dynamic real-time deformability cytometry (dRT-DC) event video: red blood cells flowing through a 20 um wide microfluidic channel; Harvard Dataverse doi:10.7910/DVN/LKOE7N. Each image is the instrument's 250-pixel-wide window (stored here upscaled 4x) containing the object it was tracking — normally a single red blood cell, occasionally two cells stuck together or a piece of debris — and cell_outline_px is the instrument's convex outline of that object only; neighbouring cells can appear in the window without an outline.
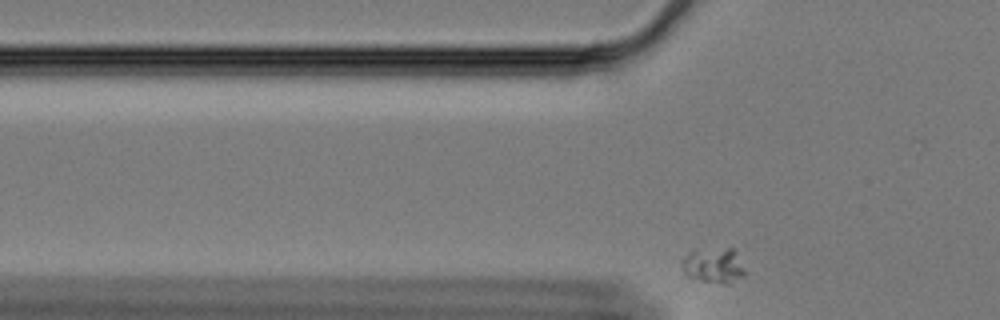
{"species": "Egyptian fruit bat (a non-hibernating species)", "species_latin": "Rousettus aegyptiacus", "temperature_condition": "cold", "stored_images_in_passage": 38, "camera_frame_rate_fps": 3000, "um_per_image_px": 0.085, "animal": {"sex": "female"}, "frame": {"image": 1, "passage_image": 5, "time_ms": 1.333, "image_size_px": [1000, 320], "cell_outline_px": [[748, 272], [744, 276], [732, 284], [720, 284], [700, 280], [688, 276], [684, 272], [680, 264], [692, 252], [728, 248], [732, 248], [736, 252]], "centroid_in_image_um": [60.76, 22.63], "position_along_channel_um": 65.0, "area_um2": 12.83}}
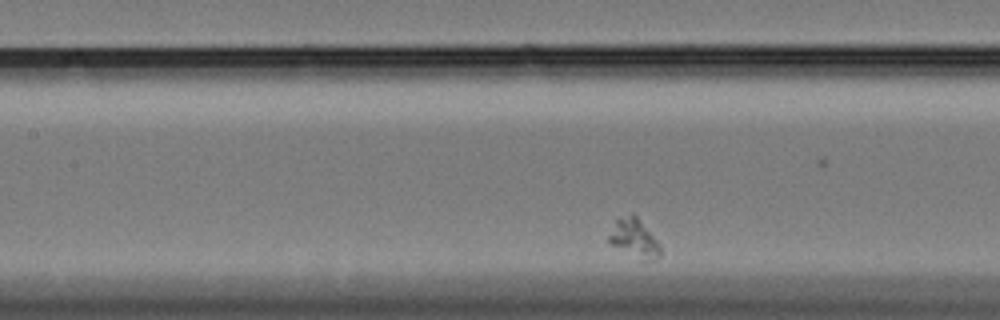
{"frame": {"image": 2, "passage_image": 15, "time_ms": 4.667, "image_size_px": [1000, 320], "cell_outline_px": [[660, 256], [656, 260], [640, 260], [612, 244], [608, 240], [608, 236], [616, 220], [632, 212], [636, 216], [660, 244]], "centroid_in_image_um": [53.93, 20.27], "position_along_channel_um": 153.5, "area_um2": 11.27}}
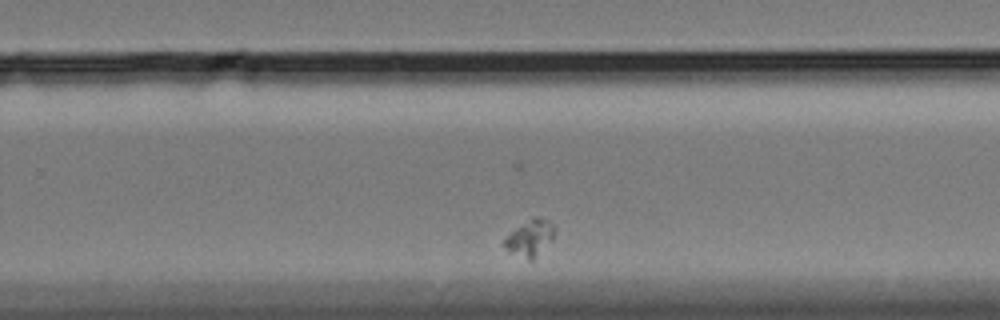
{"frame": {"image": 3, "passage_image": 29, "time_ms": 9.333, "image_size_px": [1000, 320], "cell_outline_px": [[556, 228], [552, 240], [532, 260], [528, 260], [508, 252], [500, 244], [516, 228], [532, 216], [536, 216], [548, 220]], "centroid_in_image_um": [45.03, 20.23], "position_along_channel_um": 284.8, "area_um2": 10.69}}